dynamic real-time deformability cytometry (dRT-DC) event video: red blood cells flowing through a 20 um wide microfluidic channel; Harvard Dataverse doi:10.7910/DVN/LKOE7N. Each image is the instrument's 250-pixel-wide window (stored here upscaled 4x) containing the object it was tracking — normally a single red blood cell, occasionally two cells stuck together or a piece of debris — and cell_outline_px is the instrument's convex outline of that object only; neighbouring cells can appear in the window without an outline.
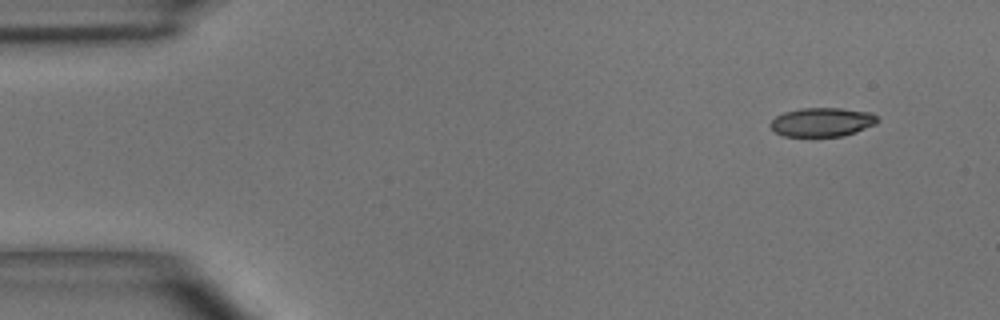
{"species": "common noctule bat (a hibernating species)", "species_latin": "Nyctalus noctula", "temperature_condition": "room temperature", "stored_images_in_passage": 5, "camera_frame_rate_fps": 3000, "um_per_image_px": 0.085, "animal": {"sex": "male", "body_mass_g": 15.6}, "frame": {"image": 1, "passage_image": 1, "time_ms": 0.0, "image_size_px": [1000, 320], "cell_outline_px": [[880, 120], [876, 124], [856, 132], [844, 136], [784, 136], [776, 132], [768, 124], [776, 116], [784, 112], [800, 108], [840, 108], [872, 112]], "centroid_in_image_um": [69.9, 10.37], "position_along_channel_um": 15.1, "area_um2": 18.15}}
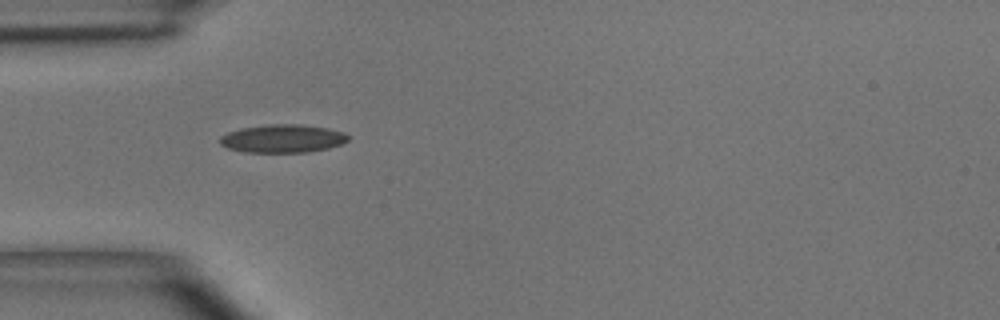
{"frame": {"image": 2, "passage_image": 4, "time_ms": 3.667, "image_size_px": [1000, 320], "cell_outline_px": [[348, 140], [340, 144], [328, 148], [308, 152], [244, 152], [228, 148], [220, 144], [220, 136], [228, 132], [240, 128], [268, 124], [300, 124], [328, 128], [344, 132], [348, 136]], "centroid_in_image_um": [24.01, 11.77], "position_along_channel_um": 61.0, "area_um2": 21.04}}
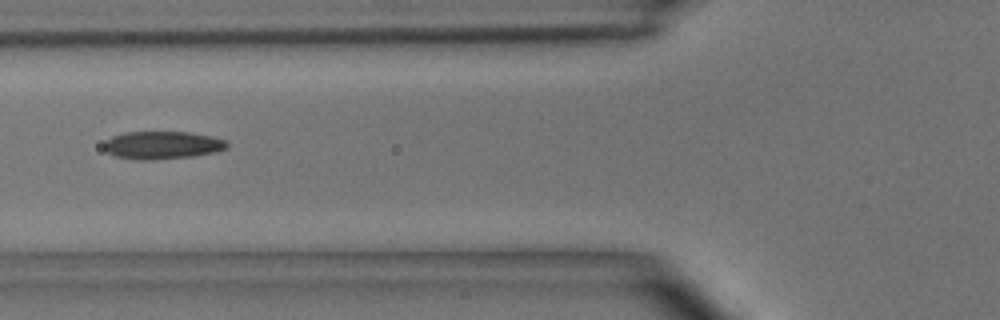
{"frame": {"image": 3, "passage_image": 5, "time_ms": 5.0, "image_size_px": [1000, 320], "cell_outline_px": [[228, 148], [216, 152], [192, 156], [152, 160], [140, 160], [116, 156], [108, 152], [104, 148], [104, 144], [112, 136], [124, 132], [192, 132], [212, 136], [228, 140]], "centroid_in_image_um": [13.86, 12.33], "position_along_channel_um": 111.9, "area_um2": 20.0}}